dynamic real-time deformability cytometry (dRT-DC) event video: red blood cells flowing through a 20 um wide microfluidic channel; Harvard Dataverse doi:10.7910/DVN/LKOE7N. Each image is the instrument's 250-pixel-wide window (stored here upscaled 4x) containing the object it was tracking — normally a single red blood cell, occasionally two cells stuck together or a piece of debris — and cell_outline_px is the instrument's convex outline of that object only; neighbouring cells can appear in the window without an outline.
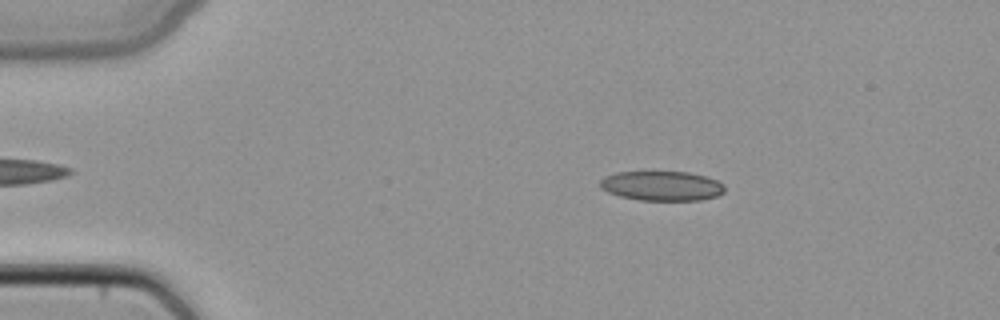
{"species": "common noctule bat (a hibernating species)", "species_latin": "Nyctalus noctula", "temperature_condition": "cold", "stored_images_in_passage": 46, "camera_frame_rate_fps": 3000, "um_per_image_px": 0.085, "animal": {"sex": "female", "body_mass_g": 22.7, "forearm_length_mm": 54.2}, "frame": {"image": 1, "passage_image": 6, "time_ms": 1.667, "image_size_px": [1000, 320], "cell_outline_px": [[724, 192], [716, 196], [700, 200], [640, 200], [620, 196], [608, 192], [600, 188], [600, 180], [604, 176], [616, 172], [688, 172], [704, 176], [716, 180], [724, 184]], "centroid_in_image_um": [56.23, 15.8], "position_along_channel_um": 28.8, "area_um2": 21.44}}
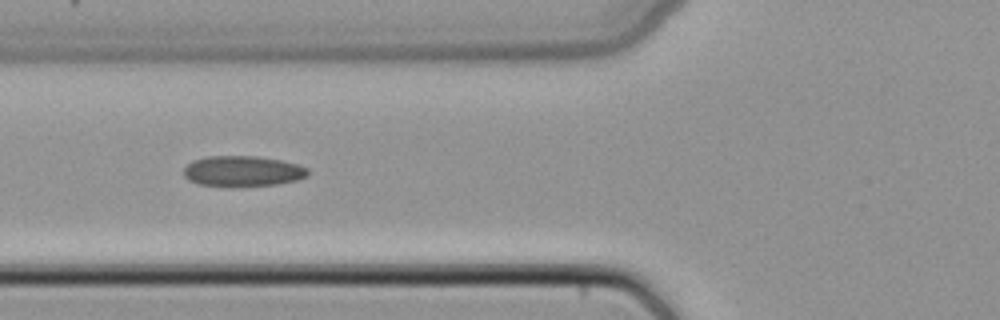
{"frame": {"image": 2, "passage_image": 16, "time_ms": 5.0, "image_size_px": [1000, 320], "cell_outline_px": [[308, 176], [296, 180], [276, 184], [240, 188], [228, 188], [200, 184], [188, 180], [184, 176], [184, 168], [192, 160], [208, 156], [256, 156], [280, 160], [296, 164], [308, 168]], "centroid_in_image_um": [20.6, 14.58], "position_along_channel_um": 105.2, "area_um2": 22.6}}
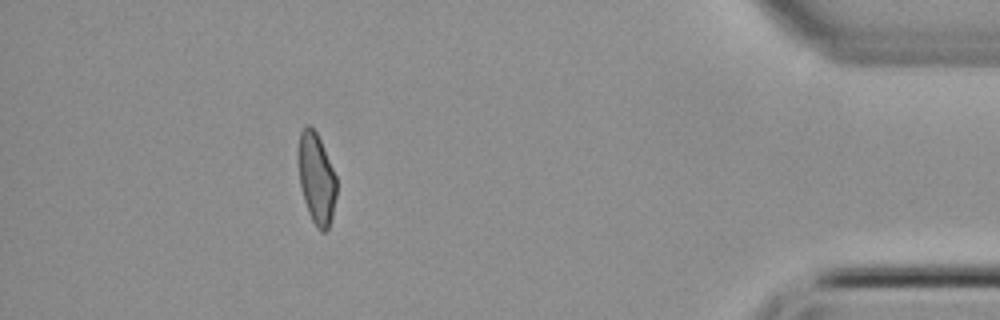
{"frame": {"image": 3, "passage_image": 41, "time_ms": 13.333, "image_size_px": [1000, 320], "cell_outline_px": [[336, 196], [332, 216], [328, 228], [324, 232], [320, 232], [316, 228], [308, 212], [304, 200], [300, 184], [296, 156], [296, 152], [300, 132], [308, 124], [316, 132], [320, 140], [336, 176]], "centroid_in_image_um": [26.86, 15.17], "position_along_channel_um": 408.3, "area_um2": 20.4}}